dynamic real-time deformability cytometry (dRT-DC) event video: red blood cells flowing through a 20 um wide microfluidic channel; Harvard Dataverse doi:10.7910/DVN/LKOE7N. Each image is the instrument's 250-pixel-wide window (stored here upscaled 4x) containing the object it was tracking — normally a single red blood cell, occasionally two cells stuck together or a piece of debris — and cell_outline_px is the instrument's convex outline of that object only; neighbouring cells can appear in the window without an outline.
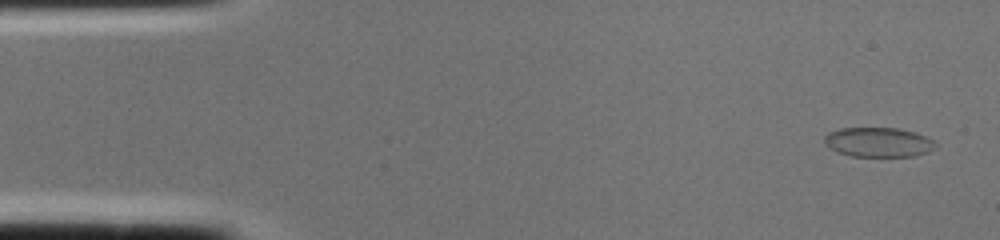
{"species": "common noctule bat (a hibernating species)", "species_latin": "Nyctalus noctula", "temperature_condition": "cold", "stored_images_in_passage": 2, "camera_frame_rate_fps": 3000, "um_per_image_px": 0.085, "animal": {"sex": "female", "body_mass_g": 22.0, "forearm_length_mm": 56.7}, "frame": {"image": 1, "passage_image": 1, "time_ms": 0.0, "image_size_px": [1000, 240], "cell_outline_px": [[936, 148], [928, 152], [916, 156], [852, 156], [836, 152], [828, 148], [824, 144], [824, 136], [828, 132], [840, 128], [896, 128], [916, 132], [932, 140], [936, 144]], "centroid_in_image_um": [74.63, 12.09], "position_along_channel_um": 10.4, "area_um2": 19.31}}
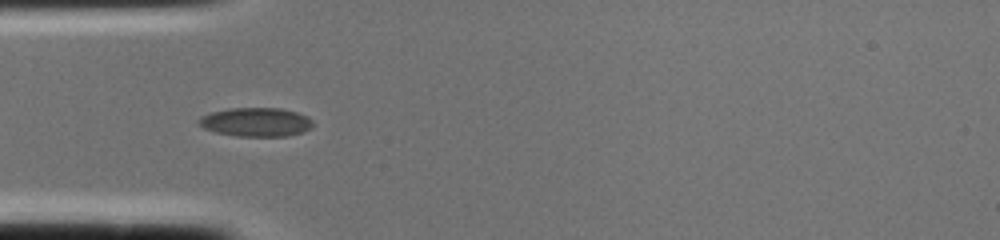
{"frame": {"image": 2, "passage_image": 2, "time_ms": 0.333, "image_size_px": [1000, 240], "cell_outline_px": [[312, 128], [304, 132], [288, 136], [236, 136], [216, 132], [204, 128], [196, 124], [196, 120], [200, 116], [208, 112], [228, 108], [280, 108], [296, 112], [308, 116], [312, 120]], "centroid_in_image_um": [21.72, 10.37], "position_along_channel_um": 63.3, "area_um2": 19.54}}